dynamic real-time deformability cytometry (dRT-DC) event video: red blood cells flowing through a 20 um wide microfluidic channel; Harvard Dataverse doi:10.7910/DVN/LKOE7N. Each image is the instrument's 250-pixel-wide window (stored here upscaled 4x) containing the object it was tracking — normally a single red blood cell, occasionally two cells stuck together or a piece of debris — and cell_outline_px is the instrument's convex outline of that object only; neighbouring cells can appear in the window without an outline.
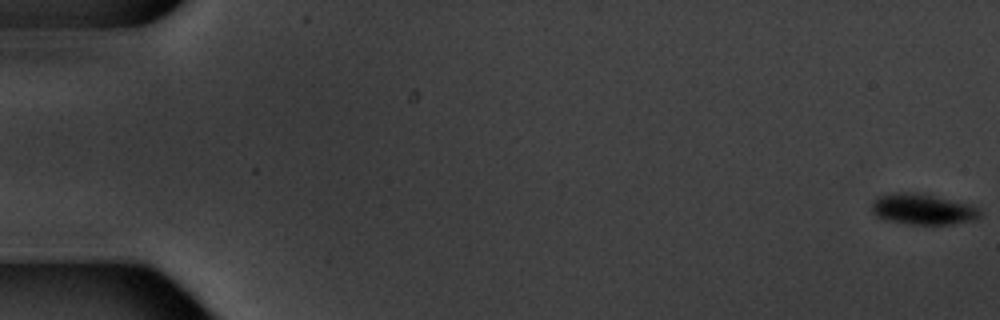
{"species": "common noctule bat (a hibernating species)", "species_latin": "Nyctalus noctula", "temperature_condition": "warm", "stored_images_in_passage": 6, "camera_frame_rate_fps": 3000, "um_per_image_px": 0.085, "animal": {"sex": "male", "body_mass_g": 20.1, "forearm_length_mm": 53.5}, "frame": {"image": 1, "passage_image": 1, "time_ms": 0.0, "image_size_px": [1000, 320], "cell_outline_px": [[980, 216], [976, 220], [952, 224], [904, 224], [884, 220], [876, 216], [872, 212], [872, 200], [876, 196], [892, 192], [916, 192], [972, 204], [980, 212]], "centroid_in_image_um": [78.38, 17.78], "position_along_channel_um": 6.6, "area_um2": 19.77}}
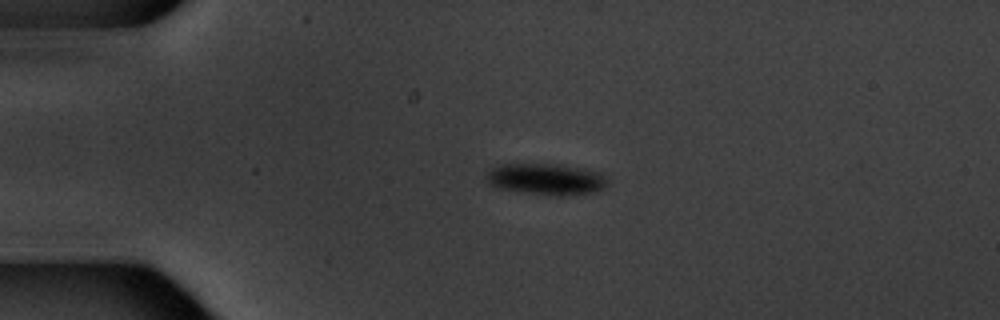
{"frame": {"image": 2, "passage_image": 5, "time_ms": 4.667, "image_size_px": [1000, 320], "cell_outline_px": [[608, 188], [596, 192], [564, 196], [560, 196], [520, 192], [500, 188], [488, 184], [484, 176], [492, 168], [500, 164], [564, 164], [588, 168], [600, 172], [608, 180]], "centroid_in_image_um": [46.49, 15.22], "position_along_channel_um": 38.5, "area_um2": 22.77}}